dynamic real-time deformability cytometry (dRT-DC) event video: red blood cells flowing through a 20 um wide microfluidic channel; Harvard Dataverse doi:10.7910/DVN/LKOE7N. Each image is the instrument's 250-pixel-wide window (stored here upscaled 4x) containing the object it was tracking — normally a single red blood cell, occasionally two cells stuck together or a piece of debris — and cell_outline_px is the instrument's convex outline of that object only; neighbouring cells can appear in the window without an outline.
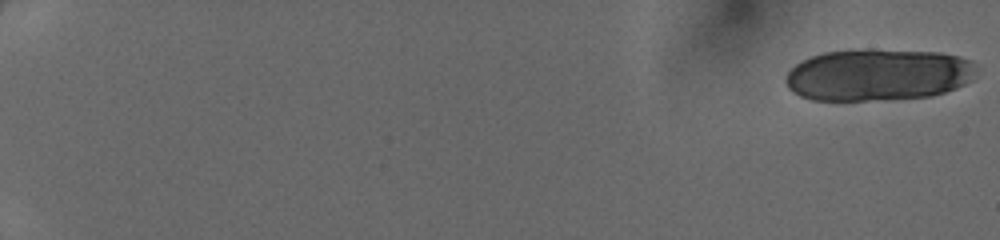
{"species": "human", "species_latin": "Homo sapiens", "temperature_condition": "cold", "stored_images_in_passage": 14, "camera_frame_rate_fps": 3000, "um_per_image_px": 0.085, "donor": {"sex": "female"}, "frame": {"image": 1, "passage_image": 1, "time_ms": 0.0, "image_size_px": [1000, 240], "cell_outline_px": [[976, 68], [972, 80], [956, 88], [932, 96], [864, 100], [812, 100], [800, 96], [792, 92], [788, 88], [784, 80], [784, 76], [796, 64], [812, 56], [824, 52], [940, 52], [960, 56], [968, 60]], "centroid_in_image_um": [74.61, 6.4], "position_along_channel_um": 10.4, "area_um2": 56.36}}